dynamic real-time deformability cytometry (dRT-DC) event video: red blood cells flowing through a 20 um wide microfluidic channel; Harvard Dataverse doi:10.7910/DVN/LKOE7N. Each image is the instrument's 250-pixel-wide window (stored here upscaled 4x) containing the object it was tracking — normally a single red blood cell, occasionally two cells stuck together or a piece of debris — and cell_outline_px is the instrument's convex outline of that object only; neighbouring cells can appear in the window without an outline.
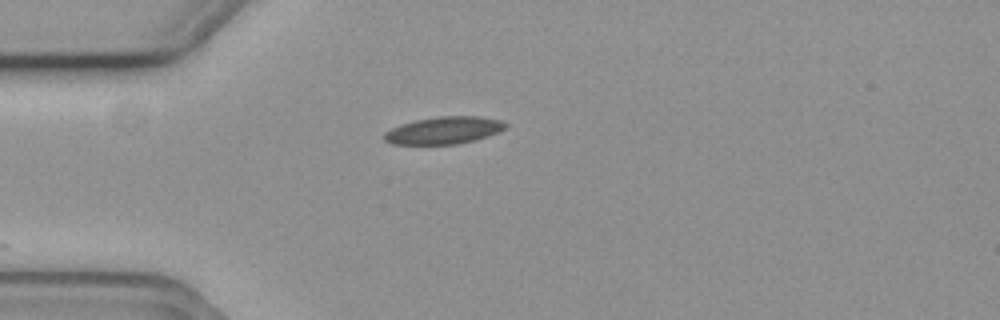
{"species": "common noctule bat (a hibernating species)", "species_latin": "Nyctalus noctula", "temperature_condition": "cold", "stored_images_in_passage": 11, "camera_frame_rate_fps": 3000, "um_per_image_px": 0.085, "animal": {"sex": "female", "body_mass_g": 19.3, "forearm_length_mm": 54.1}, "frame": {"image": 1, "passage_image": 1, "time_ms": 0.0, "image_size_px": [1000, 320], "cell_outline_px": [[508, 124], [500, 132], [476, 140], [456, 144], [392, 144], [384, 140], [384, 132], [400, 124], [416, 120], [436, 116], [480, 116], [500, 120]], "centroid_in_image_um": [37.74, 11.07], "position_along_channel_um": 47.3, "area_um2": 19.36}}
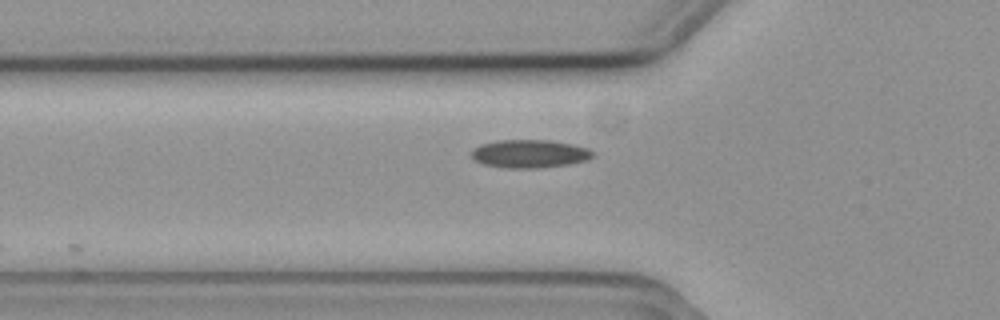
{"frame": {"image": 2, "passage_image": 5, "time_ms": 1.333, "image_size_px": [1000, 320], "cell_outline_px": [[592, 156], [588, 160], [568, 164], [540, 168], [508, 168], [484, 164], [476, 160], [472, 156], [472, 152], [480, 144], [500, 140], [548, 140], [572, 144], [588, 148], [592, 152]], "centroid_in_image_um": [45.04, 13.07], "position_along_channel_um": 80.8, "area_um2": 19.65}}
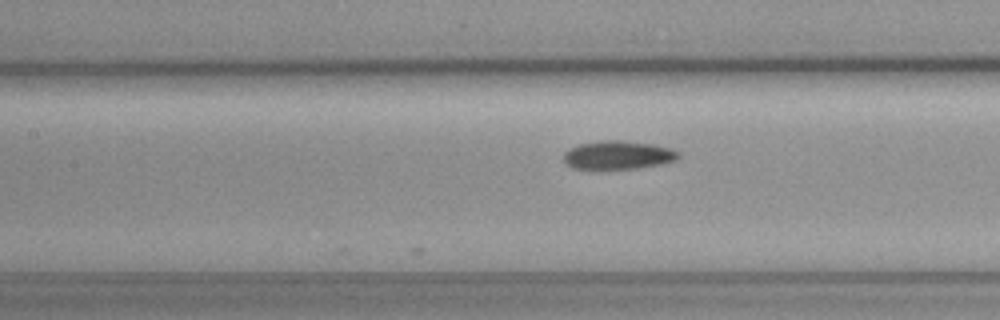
{"frame": {"image": 3, "passage_image": 11, "time_ms": 3.333, "image_size_px": [1000, 320], "cell_outline_px": [[680, 156], [676, 160], [660, 164], [636, 168], [572, 168], [564, 160], [564, 152], [568, 148], [580, 144], [600, 140], [620, 140], [652, 144], [672, 148], [680, 152]], "centroid_in_image_um": [52.55, 13.16], "position_along_channel_um": 154.8, "area_um2": 18.9}}